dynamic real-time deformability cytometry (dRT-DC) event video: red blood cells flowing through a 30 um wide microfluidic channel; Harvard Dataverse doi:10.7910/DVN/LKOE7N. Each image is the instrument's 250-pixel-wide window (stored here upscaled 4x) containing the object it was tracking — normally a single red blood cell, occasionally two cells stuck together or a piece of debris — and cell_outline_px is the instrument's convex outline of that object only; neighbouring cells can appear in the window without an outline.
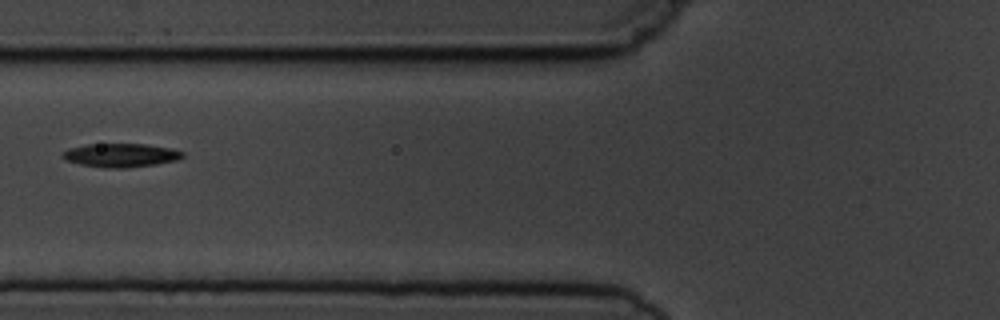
{"species": "common noctule bat (a hibernating species)", "species_latin": "Nyctalus noctula", "temperature_condition": "cold", "stored_images_in_passage": 10, "camera_frame_rate_fps": 3000, "um_per_image_px": 0.085, "animal": {"sex": "male", "body_mass_g": 19.5, "forearm_length_mm": 54.6}, "frame": {"image": 1, "passage_image": 7, "time_ms": 7.0, "image_size_px": [1000, 320], "cell_outline_px": [[184, 156], [176, 160], [156, 164], [128, 168], [104, 168], [80, 164], [64, 160], [60, 156], [60, 152], [68, 148], [88, 144], [144, 144], [172, 148], [184, 152]], "centroid_in_image_um": [10.22, 13.2], "position_along_channel_um": 115.6, "area_um2": 16.76}}
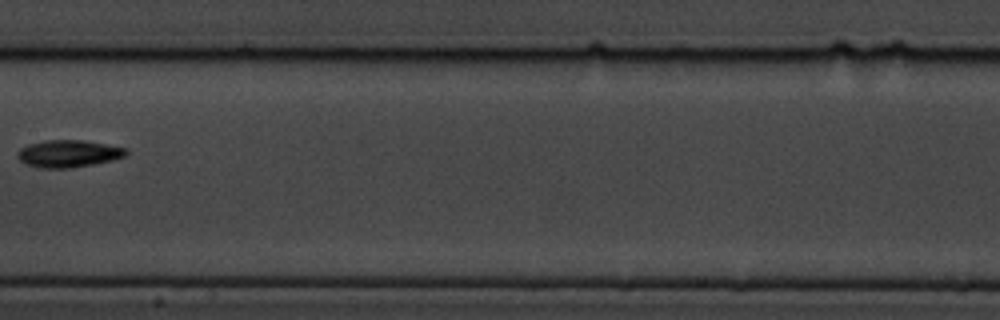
{"frame": {"image": 2, "passage_image": 9, "time_ms": 9.333, "image_size_px": [1000, 320], "cell_outline_px": [[128, 152], [124, 156], [112, 160], [92, 164], [68, 168], [40, 168], [24, 164], [16, 156], [16, 152], [20, 148], [28, 144], [44, 140], [84, 140], [128, 148]], "centroid_in_image_um": [5.78, 13.05], "position_along_channel_um": 201.6, "area_um2": 17.34}}
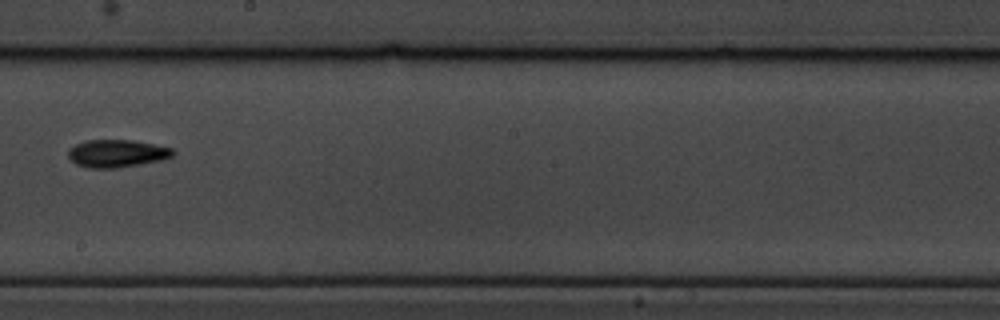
{"frame": {"image": 3, "passage_image": 10, "time_ms": 10.333, "image_size_px": [1000, 320], "cell_outline_px": [[176, 152], [172, 156], [164, 160], [116, 168], [88, 168], [76, 164], [68, 156], [68, 148], [76, 144], [88, 140], [132, 140], [172, 148]], "centroid_in_image_um": [9.94, 13.05], "position_along_channel_um": 238.3, "area_um2": 16.88}}